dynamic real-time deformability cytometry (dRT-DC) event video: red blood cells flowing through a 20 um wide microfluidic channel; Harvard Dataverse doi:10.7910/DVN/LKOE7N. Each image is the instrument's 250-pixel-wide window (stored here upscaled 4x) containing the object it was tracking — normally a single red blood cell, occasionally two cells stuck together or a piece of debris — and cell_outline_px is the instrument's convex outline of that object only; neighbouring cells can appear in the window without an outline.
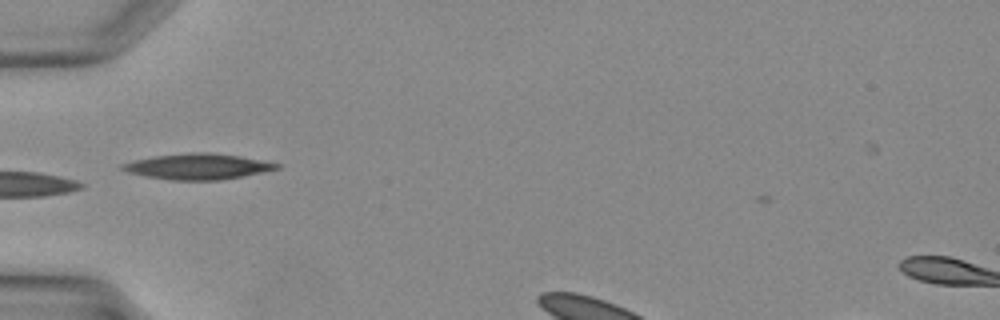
{"species": "Egyptian fruit bat (a non-hibernating species)", "species_latin": "Rousettus aegyptiacus", "temperature_condition": "warm", "stored_images_in_passage": 19, "camera_frame_rate_fps": 3000, "um_per_image_px": 0.085, "animal": {"sex": "female"}, "frame": {"image": 1, "passage_image": 2, "time_ms": 0.333, "image_size_px": [1000, 320], "cell_outline_px": [[280, 168], [264, 172], [244, 176], [220, 180], [172, 180], [144, 176], [128, 172], [120, 168], [120, 164], [136, 160], [156, 156], [192, 152], [208, 152], [240, 156], [280, 164]], "centroid_in_image_um": [16.82, 14.16], "position_along_channel_um": 68.2, "area_um2": 23.0}}